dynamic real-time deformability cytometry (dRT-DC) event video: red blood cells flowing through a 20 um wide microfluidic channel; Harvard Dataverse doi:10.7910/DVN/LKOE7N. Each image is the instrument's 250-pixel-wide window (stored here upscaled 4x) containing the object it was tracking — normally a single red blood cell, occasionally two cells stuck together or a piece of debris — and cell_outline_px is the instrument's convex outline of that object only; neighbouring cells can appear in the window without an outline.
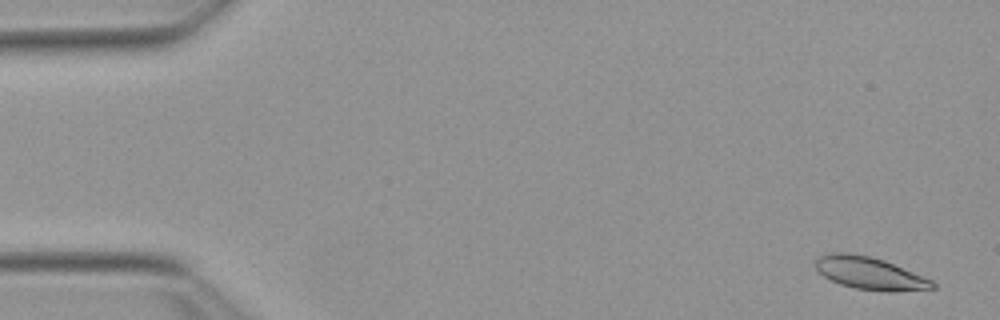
{"species": "Egyptian fruit bat (a non-hibernating species)", "species_latin": "Rousettus aegyptiacus", "temperature_condition": "warm", "stored_images_in_passage": 54, "camera_frame_rate_fps": 3000, "um_per_image_px": 0.085, "animal": {"sex": "female"}, "frame": {"image": 1, "passage_image": 3, "time_ms": 0.667, "image_size_px": [1000, 320], "cell_outline_px": [[936, 288], [896, 292], [884, 292], [856, 288], [840, 284], [824, 276], [816, 268], [816, 260], [820, 256], [832, 252], [848, 252], [872, 256], [884, 260], [924, 276], [932, 280], [936, 284]], "centroid_in_image_um": [73.98, 23.23], "position_along_channel_um": 11.0, "area_um2": 22.25}}
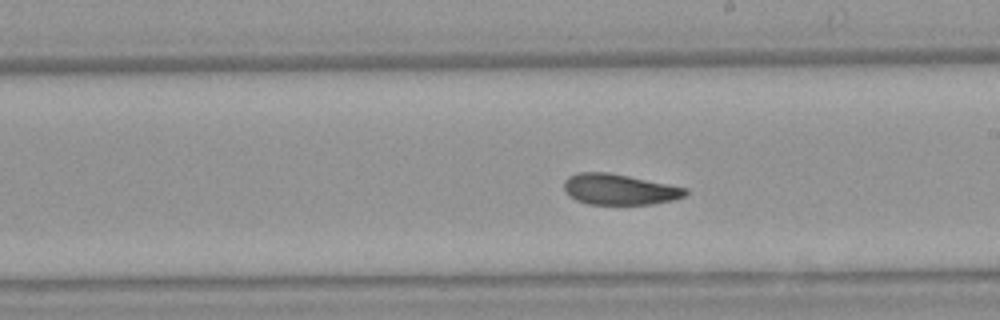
{"frame": {"image": 2, "passage_image": 31, "time_ms": 10.0, "image_size_px": [1000, 320], "cell_outline_px": [[688, 192], [684, 196], [672, 200], [652, 204], [588, 204], [576, 200], [568, 196], [564, 192], [564, 180], [568, 176], [576, 172], [608, 172], [688, 188]], "centroid_in_image_um": [52.59, 16.09], "position_along_channel_um": 236.4, "area_um2": 21.85}}
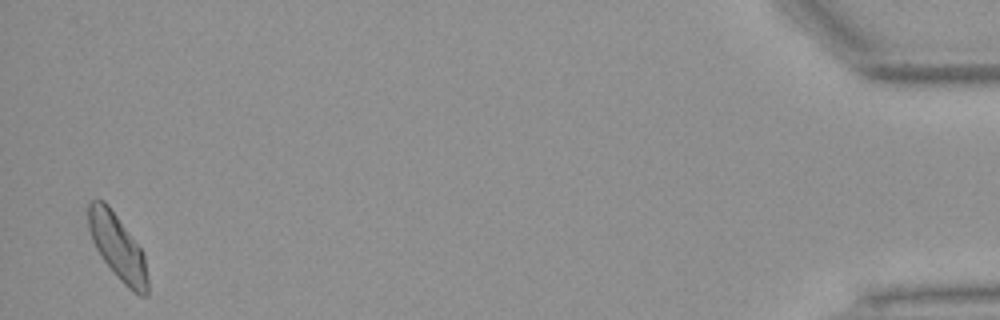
{"frame": {"image": 3, "passage_image": 53, "time_ms": 17.333, "image_size_px": [1000, 320], "cell_outline_px": [[148, 296], [140, 296], [132, 292], [116, 276], [104, 260], [96, 248], [92, 240], [88, 228], [88, 204], [92, 200], [104, 200], [108, 204], [144, 252], [148, 280]], "centroid_in_image_um": [10.02, 21.02], "position_along_channel_um": 425.2, "area_um2": 22.66}, "authors_computed_cell_mechanics": {"area_um2": 22.1663, "velocity_mm_per_s": 3.8146, "shape_relaxation_time_tau1_ms": 6.0208, "shape_relaxation_time_tau2_ms": 3.321, "deformation_change_tau1": 0.1471, "deformation_change_tau2": 0.1025}}